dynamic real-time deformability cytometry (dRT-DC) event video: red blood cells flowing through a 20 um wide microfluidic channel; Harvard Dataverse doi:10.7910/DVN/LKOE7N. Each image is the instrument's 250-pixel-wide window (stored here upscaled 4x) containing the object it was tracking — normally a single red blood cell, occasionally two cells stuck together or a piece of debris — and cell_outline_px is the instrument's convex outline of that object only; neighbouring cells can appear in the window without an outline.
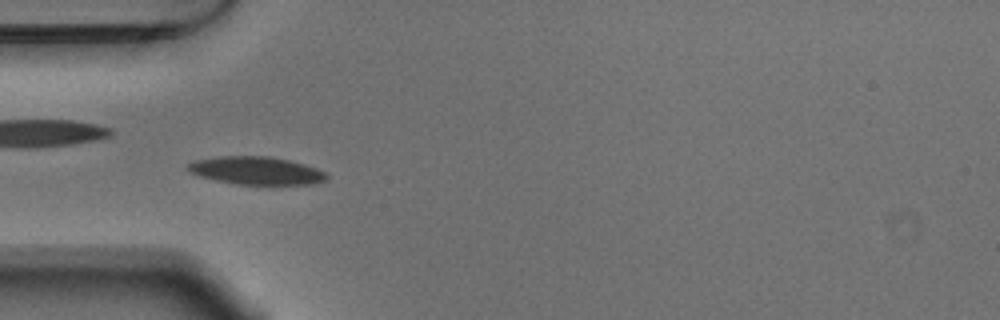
{"species": "Egyptian fruit bat (a non-hibernating species)", "species_latin": "Rousettus aegyptiacus", "temperature_condition": "warm", "stored_images_in_passage": 54, "camera_frame_rate_fps": 3000, "um_per_image_px": 0.085, "animal": {"sex": "male"}, "frame": {"image": 1, "passage_image": 16, "time_ms": 5.0, "image_size_px": [1000, 320], "cell_outline_px": [[328, 176], [324, 180], [312, 184], [236, 184], [216, 180], [200, 176], [188, 172], [184, 168], [188, 164], [196, 160], [220, 156], [268, 156], [288, 160], [304, 164], [328, 172]], "centroid_in_image_um": [21.76, 14.5], "position_along_channel_um": 63.2, "area_um2": 22.48}}
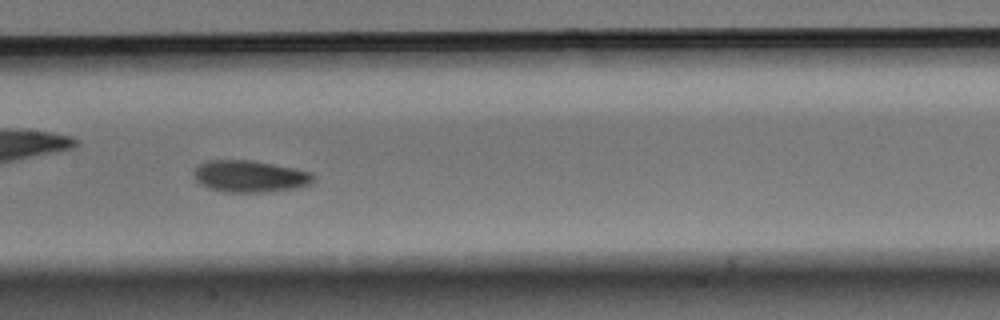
{"frame": {"image": 2, "passage_image": 26, "time_ms": 8.333, "image_size_px": [1000, 320], "cell_outline_px": [[316, 180], [308, 184], [296, 188], [268, 192], [224, 192], [208, 188], [200, 184], [196, 180], [192, 172], [200, 164], [208, 160], [252, 160], [312, 172], [316, 176]], "centroid_in_image_um": [21.24, 14.99], "position_along_channel_um": 186.2, "area_um2": 22.25}}
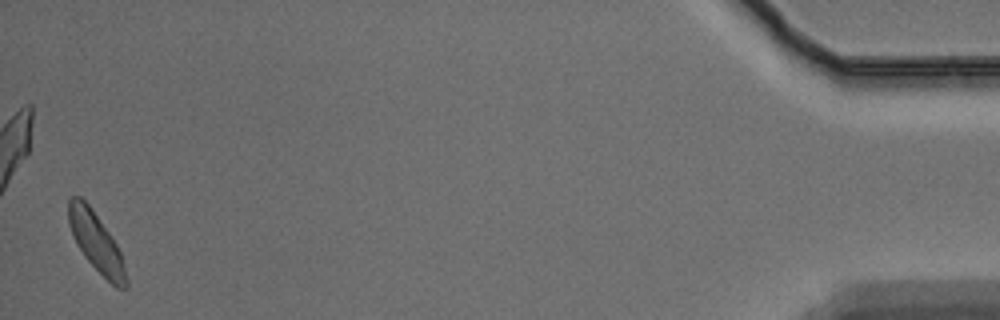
{"frame": {"image": 3, "passage_image": 53, "time_ms": 17.333, "image_size_px": [1000, 320], "cell_outline_px": [[128, 288], [116, 288], [84, 256], [76, 244], [72, 236], [68, 224], [68, 196], [80, 196], [88, 204], [112, 236], [120, 252], [128, 280]], "centroid_in_image_um": [8.16, 20.56], "position_along_channel_um": 427.0, "area_um2": 19.71}, "authors_computed_cell_mechanics": {"area_um2": 20.6924, "velocity_mm_per_s": 3.6978, "shape_relaxation_time_tau1_ms": 2.6326, "shape_relaxation_time_tau2_ms": 8.4802, "deformation_change_tau1": 0.0895, "deformation_change_tau2": 0.1352}}